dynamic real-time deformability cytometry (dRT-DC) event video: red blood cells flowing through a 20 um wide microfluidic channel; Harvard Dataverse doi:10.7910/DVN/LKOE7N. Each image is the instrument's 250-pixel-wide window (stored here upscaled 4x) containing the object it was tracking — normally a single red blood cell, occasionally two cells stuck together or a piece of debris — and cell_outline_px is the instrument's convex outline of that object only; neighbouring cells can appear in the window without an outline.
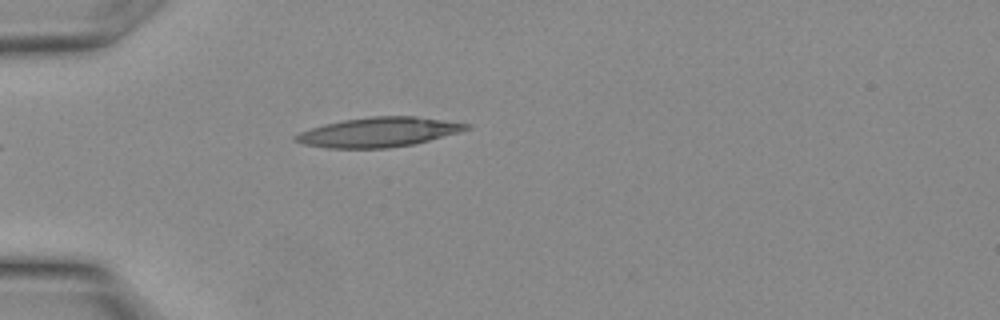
{"species": "Egyptian fruit bat (a non-hibernating species)", "species_latin": "Rousettus aegyptiacus", "temperature_condition": "warm", "stored_images_in_passage": 9, "camera_frame_rate_fps": 3000, "um_per_image_px": 0.085, "animal": {"sex": "female"}, "frame": {"image": 1, "passage_image": 1, "time_ms": 0.0, "image_size_px": [1000, 320], "cell_outline_px": [[472, 128], [460, 132], [412, 144], [388, 148], [328, 148], [304, 144], [292, 140], [292, 136], [300, 132], [324, 124], [344, 120], [372, 116], [416, 116], [472, 124]], "centroid_in_image_um": [32.19, 11.23], "position_along_channel_um": 52.8, "area_um2": 29.36}}
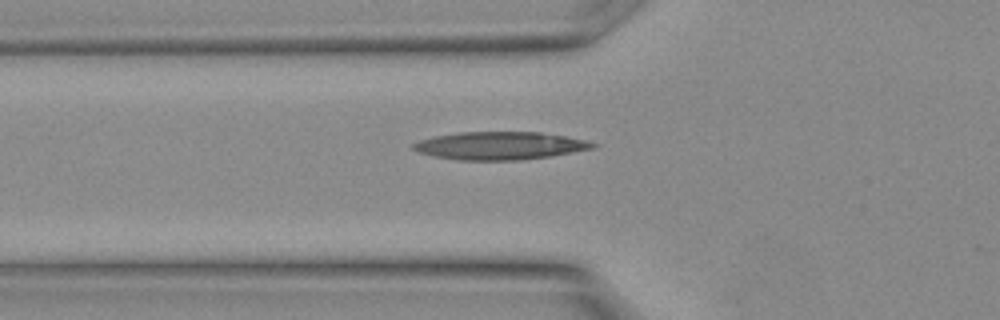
{"frame": {"image": 2, "passage_image": 3, "time_ms": 0.667, "image_size_px": [1000, 320], "cell_outline_px": [[596, 144], [592, 148], [548, 156], [520, 160], [460, 160], [436, 156], [420, 152], [412, 148], [412, 144], [420, 140], [436, 136], [460, 132], [540, 132], [564, 136], [584, 140]], "centroid_in_image_um": [42.45, 12.38], "position_along_channel_um": 83.4, "area_um2": 28.55}}
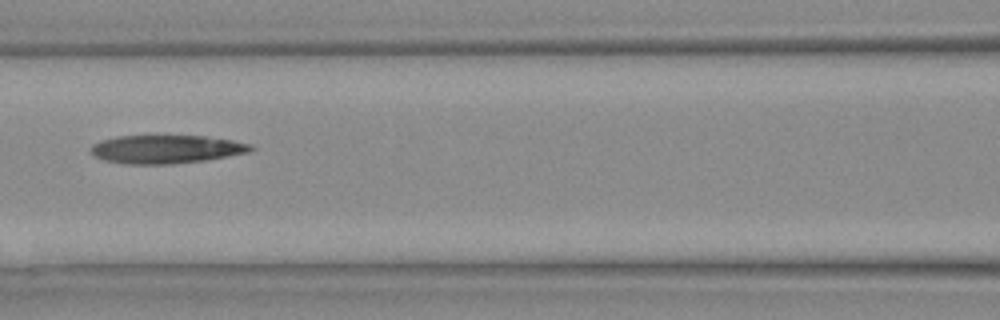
{"frame": {"image": 3, "passage_image": 6, "time_ms": 1.667, "image_size_px": [1000, 320], "cell_outline_px": [[256, 148], [248, 152], [204, 160], [172, 164], [128, 164], [104, 160], [96, 156], [92, 152], [92, 144], [104, 140], [120, 136], [204, 136], [232, 140], [248, 144]], "centroid_in_image_um": [14.14, 12.68], "position_along_channel_um": 152.5, "area_um2": 25.95}}